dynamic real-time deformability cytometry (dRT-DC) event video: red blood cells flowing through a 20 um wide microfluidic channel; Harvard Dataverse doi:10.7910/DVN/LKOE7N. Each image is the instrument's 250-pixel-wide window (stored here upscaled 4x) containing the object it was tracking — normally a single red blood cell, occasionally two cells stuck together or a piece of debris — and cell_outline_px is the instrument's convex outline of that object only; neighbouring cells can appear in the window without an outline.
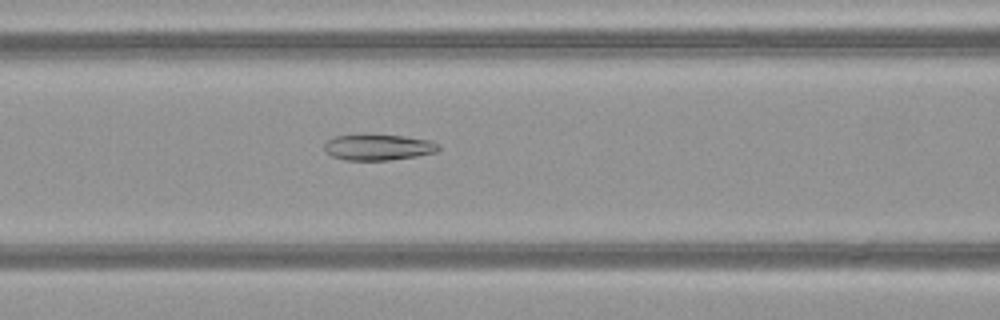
{"species": "common noctule bat (a hibernating species)", "species_latin": "Nyctalus noctula", "temperature_condition": "warm", "stored_images_in_passage": 29, "camera_frame_rate_fps": 3000, "um_per_image_px": 0.085, "animal": {"sex": "female", "body_mass_g": 21.9}, "frame": {"image": 1, "passage_image": 16, "time_ms": 5.0, "image_size_px": [1000, 320], "cell_outline_px": [[440, 148], [436, 152], [416, 156], [388, 160], [344, 160], [332, 156], [324, 148], [324, 144], [328, 140], [336, 136], [364, 132], [404, 136], [428, 140], [440, 144]], "centroid_in_image_um": [32.13, 12.48], "position_along_channel_um": 134.5, "area_um2": 17.74}}
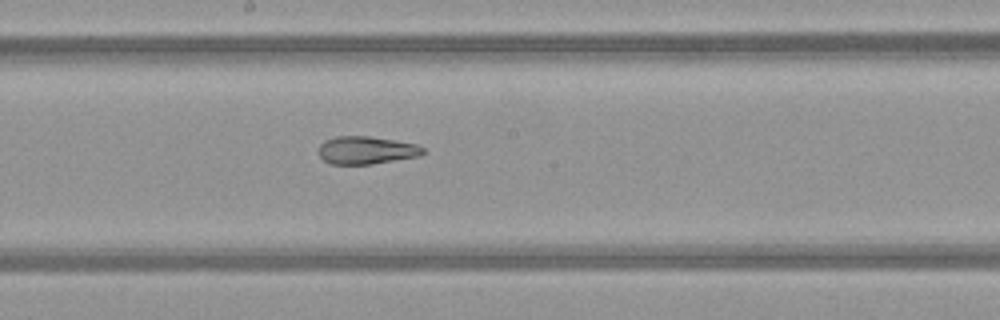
{"frame": {"image": 2, "passage_image": 22, "time_ms": 7.0, "image_size_px": [1000, 320], "cell_outline_px": [[424, 152], [420, 156], [372, 164], [328, 164], [320, 156], [320, 144], [324, 140], [336, 136], [368, 136], [396, 140], [420, 144], [424, 148]], "centroid_in_image_um": [31.17, 12.76], "position_along_channel_um": 217.0, "area_um2": 17.05}}
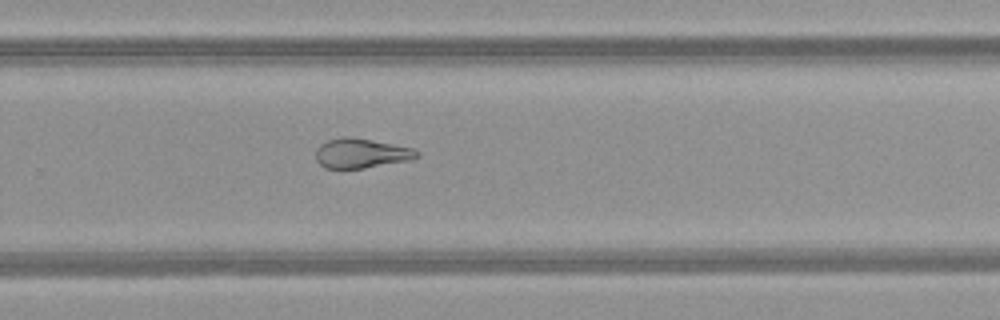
{"frame": {"image": 3, "passage_image": 28, "time_ms": 9.0, "image_size_px": [1000, 320], "cell_outline_px": [[420, 156], [412, 160], [364, 168], [324, 168], [316, 160], [316, 148], [320, 144], [328, 140], [344, 136], [348, 136], [372, 140], [416, 148], [420, 152]], "centroid_in_image_um": [30.74, 13.02], "position_along_channel_um": 299.1, "area_um2": 17.69}}